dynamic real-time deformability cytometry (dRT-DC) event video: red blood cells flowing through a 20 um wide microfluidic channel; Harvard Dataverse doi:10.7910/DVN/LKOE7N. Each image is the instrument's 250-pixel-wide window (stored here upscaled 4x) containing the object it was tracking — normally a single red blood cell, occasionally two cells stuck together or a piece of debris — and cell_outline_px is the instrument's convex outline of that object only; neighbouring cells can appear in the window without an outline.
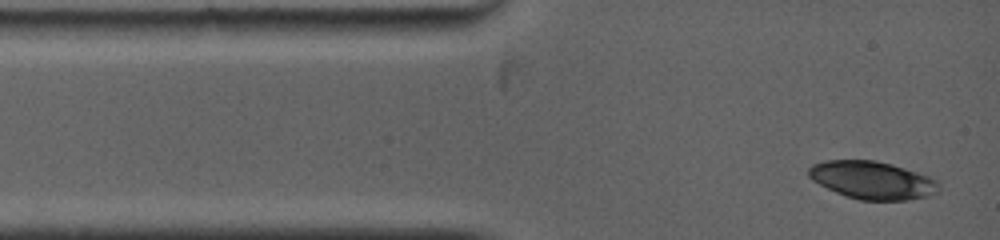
{"species": "common noctule bat (a hibernating species)", "species_latin": "Nyctalus noctula", "temperature_condition": "warm", "stored_images_in_passage": 5, "camera_frame_rate_fps": 5000, "um_per_image_px": 0.085, "animal": {"sex": "female", "body_mass_g": 19.0, "forearm_length_mm": 53.3}, "frame": {"image": 1, "passage_image": 1, "time_ms": 0.0, "image_size_px": [1000, 240], "cell_outline_px": [[940, 192], [928, 196], [908, 200], [860, 200], [844, 196], [812, 180], [808, 176], [808, 168], [812, 164], [824, 160], [876, 160], [892, 164], [940, 180]], "centroid_in_image_um": [74.17, 15.31], "position_along_channel_um": 10.8, "area_um2": 28.96}}